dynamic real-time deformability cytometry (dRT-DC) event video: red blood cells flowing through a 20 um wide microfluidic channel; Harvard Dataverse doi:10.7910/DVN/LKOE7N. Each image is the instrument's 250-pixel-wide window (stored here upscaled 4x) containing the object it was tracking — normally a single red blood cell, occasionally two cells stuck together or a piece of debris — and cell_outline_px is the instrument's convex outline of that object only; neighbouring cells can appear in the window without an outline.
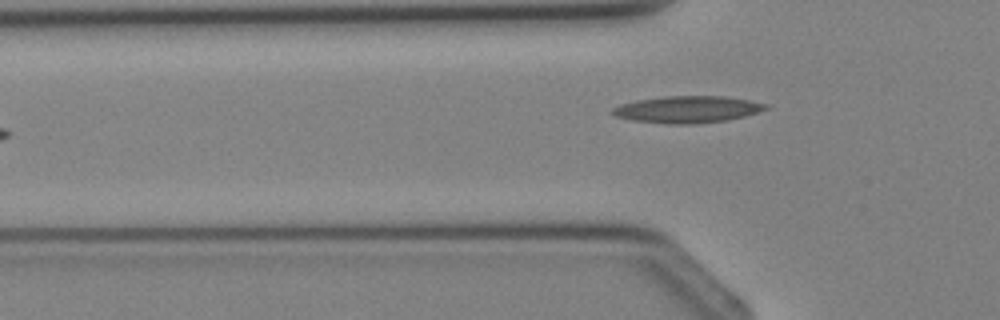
{"species": "Egyptian fruit bat (a non-hibernating species)", "species_latin": "Rousettus aegyptiacus", "temperature_condition": "cold", "stored_images_in_passage": 3, "camera_frame_rate_fps": 3000, "um_per_image_px": 0.085, "animal": {"sex": "female"}, "frame": {"image": 1, "passage_image": 3, "time_ms": 2.667, "image_size_px": [1000, 320], "cell_outline_px": [[772, 104], [768, 108], [744, 116], [728, 120], [696, 124], [668, 124], [632, 120], [616, 116], [612, 112], [612, 108], [620, 104], [636, 100], [664, 96], [724, 96]], "centroid_in_image_um": [58.45, 9.3], "position_along_channel_um": 67.4, "area_um2": 24.04}}